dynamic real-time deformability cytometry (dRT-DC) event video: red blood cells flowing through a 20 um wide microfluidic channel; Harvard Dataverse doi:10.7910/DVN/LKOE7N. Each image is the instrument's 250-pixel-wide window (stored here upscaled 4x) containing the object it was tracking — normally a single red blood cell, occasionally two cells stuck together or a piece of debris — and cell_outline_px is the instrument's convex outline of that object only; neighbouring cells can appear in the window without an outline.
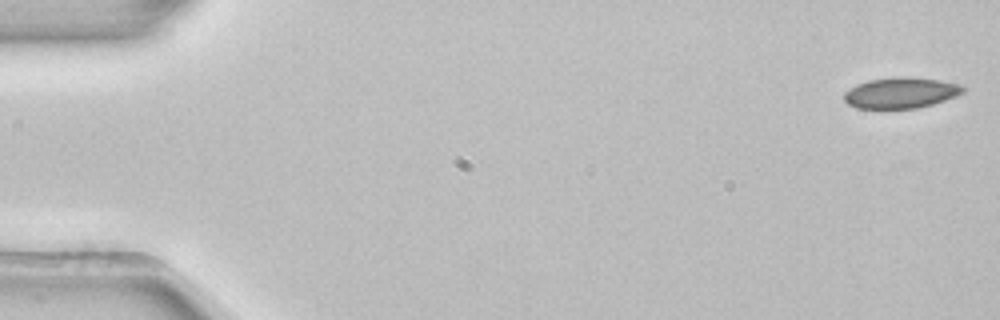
{"species": "common noctule bat (a hibernating species)", "species_latin": "Nyctalus noctula", "temperature_condition": "room temperature", "stored_images_in_passage": 52, "camera_frame_rate_fps": 3000, "um_per_image_px": 0.085, "animal": {"sex": "female", "body_mass_g": 22.7, "forearm_length_mm": 54.2}, "frame": {"image": 1, "passage_image": 1, "time_ms": 0.0, "image_size_px": [1000, 320], "cell_outline_px": [[964, 92], [956, 96], [932, 104], [916, 108], [856, 108], [848, 104], [844, 100], [844, 92], [856, 84], [868, 80], [900, 76], [940, 80], [956, 84], [964, 88]], "centroid_in_image_um": [76.52, 7.89], "position_along_channel_um": 8.5, "area_um2": 21.15}}
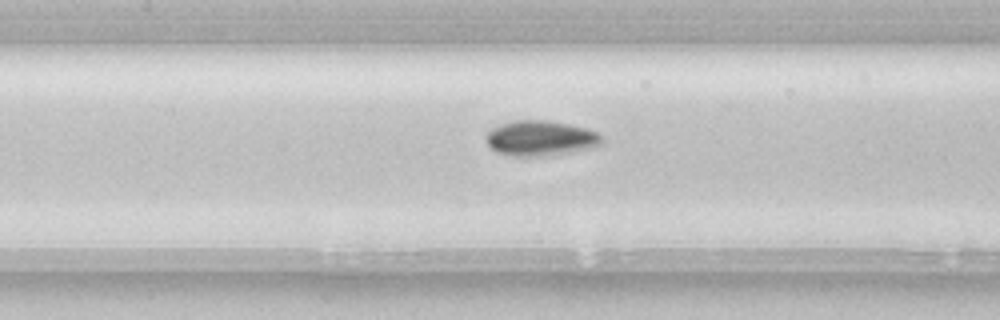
{"frame": {"image": 2, "passage_image": 24, "time_ms": 7.667, "image_size_px": [1000, 320], "cell_outline_px": [[604, 144], [596, 148], [548, 156], [512, 156], [496, 152], [484, 140], [484, 136], [492, 128], [500, 124], [512, 120], [548, 120], [588, 128], [604, 136]], "centroid_in_image_um": [45.99, 11.75], "position_along_channel_um": 161.4, "area_um2": 24.39}}
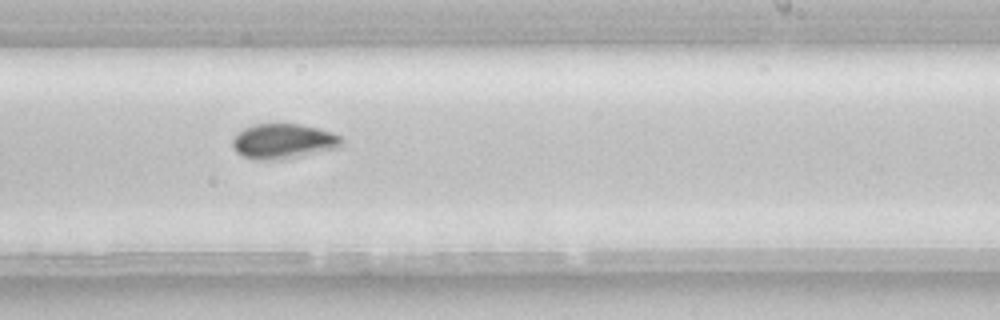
{"frame": {"image": 3, "passage_image": 32, "time_ms": 10.333, "image_size_px": [1000, 320], "cell_outline_px": [[344, 140], [340, 148], [276, 160], [256, 160], [244, 156], [236, 152], [232, 148], [232, 140], [244, 128], [252, 124], [300, 124], [320, 128], [332, 132], [340, 136]], "centroid_in_image_um": [24.1, 12.0], "position_along_channel_um": 264.9, "area_um2": 22.31}, "authors_computed_cell_mechanics": {"area_um2": 21.7906, "velocity_mm_per_s": 3.8961, "shape_relaxation_time_tau1_ms": 3.7113, "shape_relaxation_time_tau2_ms": null, "deformation_change_tau1": 0.0689, "deformation_change_tau2": null}}